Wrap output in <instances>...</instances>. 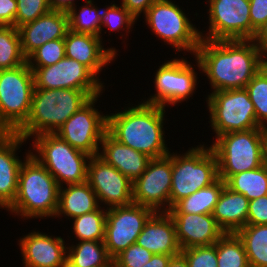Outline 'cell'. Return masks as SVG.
<instances>
[{
    "label": "cell",
    "instance_id": "6da1fadb",
    "mask_svg": "<svg viewBox=\"0 0 267 267\" xmlns=\"http://www.w3.org/2000/svg\"><path fill=\"white\" fill-rule=\"evenodd\" d=\"M194 56L213 92L245 88L261 69V50L252 39H201Z\"/></svg>",
    "mask_w": 267,
    "mask_h": 267
},
{
    "label": "cell",
    "instance_id": "7a4b0ae2",
    "mask_svg": "<svg viewBox=\"0 0 267 267\" xmlns=\"http://www.w3.org/2000/svg\"><path fill=\"white\" fill-rule=\"evenodd\" d=\"M127 108L107 114V132L120 143L150 158L168 155L170 151L163 129L165 108L145 102Z\"/></svg>",
    "mask_w": 267,
    "mask_h": 267
},
{
    "label": "cell",
    "instance_id": "3957f363",
    "mask_svg": "<svg viewBox=\"0 0 267 267\" xmlns=\"http://www.w3.org/2000/svg\"><path fill=\"white\" fill-rule=\"evenodd\" d=\"M58 198L56 179L28 150L20 168L15 200L7 211L21 219L55 218Z\"/></svg>",
    "mask_w": 267,
    "mask_h": 267
},
{
    "label": "cell",
    "instance_id": "277c9868",
    "mask_svg": "<svg viewBox=\"0 0 267 267\" xmlns=\"http://www.w3.org/2000/svg\"><path fill=\"white\" fill-rule=\"evenodd\" d=\"M91 97L78 89H34L26 122L15 132L25 140L55 133Z\"/></svg>",
    "mask_w": 267,
    "mask_h": 267
},
{
    "label": "cell",
    "instance_id": "5b68a950",
    "mask_svg": "<svg viewBox=\"0 0 267 267\" xmlns=\"http://www.w3.org/2000/svg\"><path fill=\"white\" fill-rule=\"evenodd\" d=\"M218 178V160L211 146L201 144L182 155L173 152L170 208Z\"/></svg>",
    "mask_w": 267,
    "mask_h": 267
},
{
    "label": "cell",
    "instance_id": "8992f818",
    "mask_svg": "<svg viewBox=\"0 0 267 267\" xmlns=\"http://www.w3.org/2000/svg\"><path fill=\"white\" fill-rule=\"evenodd\" d=\"M34 156L56 179L59 187L87 181L88 163L91 158L85 152L73 148L55 133L33 137Z\"/></svg>",
    "mask_w": 267,
    "mask_h": 267
},
{
    "label": "cell",
    "instance_id": "52a82bcc",
    "mask_svg": "<svg viewBox=\"0 0 267 267\" xmlns=\"http://www.w3.org/2000/svg\"><path fill=\"white\" fill-rule=\"evenodd\" d=\"M211 148L218 160V176L225 182L232 175L264 165L262 128L224 133Z\"/></svg>",
    "mask_w": 267,
    "mask_h": 267
},
{
    "label": "cell",
    "instance_id": "ba28073f",
    "mask_svg": "<svg viewBox=\"0 0 267 267\" xmlns=\"http://www.w3.org/2000/svg\"><path fill=\"white\" fill-rule=\"evenodd\" d=\"M34 87V74L27 62L0 70V132L15 133L26 122Z\"/></svg>",
    "mask_w": 267,
    "mask_h": 267
},
{
    "label": "cell",
    "instance_id": "9c48e42d",
    "mask_svg": "<svg viewBox=\"0 0 267 267\" xmlns=\"http://www.w3.org/2000/svg\"><path fill=\"white\" fill-rule=\"evenodd\" d=\"M146 25L176 51L195 55L200 44V31L187 18L179 5L171 0L155 1L145 13Z\"/></svg>",
    "mask_w": 267,
    "mask_h": 267
},
{
    "label": "cell",
    "instance_id": "30bf717a",
    "mask_svg": "<svg viewBox=\"0 0 267 267\" xmlns=\"http://www.w3.org/2000/svg\"><path fill=\"white\" fill-rule=\"evenodd\" d=\"M212 130L219 135L261 127L245 88L214 91L206 98Z\"/></svg>",
    "mask_w": 267,
    "mask_h": 267
},
{
    "label": "cell",
    "instance_id": "8fae6325",
    "mask_svg": "<svg viewBox=\"0 0 267 267\" xmlns=\"http://www.w3.org/2000/svg\"><path fill=\"white\" fill-rule=\"evenodd\" d=\"M99 97L91 98L55 132L73 148L91 157L99 154V146L107 132V114H100L94 108Z\"/></svg>",
    "mask_w": 267,
    "mask_h": 267
},
{
    "label": "cell",
    "instance_id": "7c38bea8",
    "mask_svg": "<svg viewBox=\"0 0 267 267\" xmlns=\"http://www.w3.org/2000/svg\"><path fill=\"white\" fill-rule=\"evenodd\" d=\"M34 74V89H78L91 98L103 93V83L86 66L64 57L47 67L30 68Z\"/></svg>",
    "mask_w": 267,
    "mask_h": 267
},
{
    "label": "cell",
    "instance_id": "4fadbf2b",
    "mask_svg": "<svg viewBox=\"0 0 267 267\" xmlns=\"http://www.w3.org/2000/svg\"><path fill=\"white\" fill-rule=\"evenodd\" d=\"M154 213L152 209L135 203L107 209L104 243L112 259L136 243Z\"/></svg>",
    "mask_w": 267,
    "mask_h": 267
},
{
    "label": "cell",
    "instance_id": "5bb4252c",
    "mask_svg": "<svg viewBox=\"0 0 267 267\" xmlns=\"http://www.w3.org/2000/svg\"><path fill=\"white\" fill-rule=\"evenodd\" d=\"M184 57L164 62L156 70L154 85L156 94L143 102L166 107L176 105L192 97L197 85V72Z\"/></svg>",
    "mask_w": 267,
    "mask_h": 267
},
{
    "label": "cell",
    "instance_id": "9a60e30c",
    "mask_svg": "<svg viewBox=\"0 0 267 267\" xmlns=\"http://www.w3.org/2000/svg\"><path fill=\"white\" fill-rule=\"evenodd\" d=\"M209 31L201 39H251L250 0H208Z\"/></svg>",
    "mask_w": 267,
    "mask_h": 267
},
{
    "label": "cell",
    "instance_id": "2e32d148",
    "mask_svg": "<svg viewBox=\"0 0 267 267\" xmlns=\"http://www.w3.org/2000/svg\"><path fill=\"white\" fill-rule=\"evenodd\" d=\"M171 177V152L164 157L152 158L146 170L133 182V203L148 207L154 212H168L170 209Z\"/></svg>",
    "mask_w": 267,
    "mask_h": 267
},
{
    "label": "cell",
    "instance_id": "e0dca14e",
    "mask_svg": "<svg viewBox=\"0 0 267 267\" xmlns=\"http://www.w3.org/2000/svg\"><path fill=\"white\" fill-rule=\"evenodd\" d=\"M87 182L96 193L98 202L107 205L106 209L133 203V182L99 155L89 160Z\"/></svg>",
    "mask_w": 267,
    "mask_h": 267
},
{
    "label": "cell",
    "instance_id": "ac0fdd59",
    "mask_svg": "<svg viewBox=\"0 0 267 267\" xmlns=\"http://www.w3.org/2000/svg\"><path fill=\"white\" fill-rule=\"evenodd\" d=\"M24 267H65L67 247L61 236L32 231L19 240Z\"/></svg>",
    "mask_w": 267,
    "mask_h": 267
},
{
    "label": "cell",
    "instance_id": "d6986e66",
    "mask_svg": "<svg viewBox=\"0 0 267 267\" xmlns=\"http://www.w3.org/2000/svg\"><path fill=\"white\" fill-rule=\"evenodd\" d=\"M168 214L174 222L181 249L214 245L225 234L212 214Z\"/></svg>",
    "mask_w": 267,
    "mask_h": 267
},
{
    "label": "cell",
    "instance_id": "ffe728a7",
    "mask_svg": "<svg viewBox=\"0 0 267 267\" xmlns=\"http://www.w3.org/2000/svg\"><path fill=\"white\" fill-rule=\"evenodd\" d=\"M21 49L27 58L33 51L48 41L65 38L69 30L67 11L52 9L36 20L18 28Z\"/></svg>",
    "mask_w": 267,
    "mask_h": 267
},
{
    "label": "cell",
    "instance_id": "44dd1931",
    "mask_svg": "<svg viewBox=\"0 0 267 267\" xmlns=\"http://www.w3.org/2000/svg\"><path fill=\"white\" fill-rule=\"evenodd\" d=\"M102 38L70 29L64 38L65 56L86 66L98 79L103 67L116 57L115 48H104Z\"/></svg>",
    "mask_w": 267,
    "mask_h": 267
},
{
    "label": "cell",
    "instance_id": "7402d4cb",
    "mask_svg": "<svg viewBox=\"0 0 267 267\" xmlns=\"http://www.w3.org/2000/svg\"><path fill=\"white\" fill-rule=\"evenodd\" d=\"M25 140L16 133L0 132V208L8 209L14 202L22 160L16 156Z\"/></svg>",
    "mask_w": 267,
    "mask_h": 267
},
{
    "label": "cell",
    "instance_id": "603a6c76",
    "mask_svg": "<svg viewBox=\"0 0 267 267\" xmlns=\"http://www.w3.org/2000/svg\"><path fill=\"white\" fill-rule=\"evenodd\" d=\"M136 243L153 254L178 255L182 251L174 222L167 212H155L145 223Z\"/></svg>",
    "mask_w": 267,
    "mask_h": 267
},
{
    "label": "cell",
    "instance_id": "cb8c5ba5",
    "mask_svg": "<svg viewBox=\"0 0 267 267\" xmlns=\"http://www.w3.org/2000/svg\"><path fill=\"white\" fill-rule=\"evenodd\" d=\"M100 146L98 155L132 182L141 176L152 159L148 155L120 143L108 132L104 134ZM101 149L103 150L101 151Z\"/></svg>",
    "mask_w": 267,
    "mask_h": 267
},
{
    "label": "cell",
    "instance_id": "d4e9b609",
    "mask_svg": "<svg viewBox=\"0 0 267 267\" xmlns=\"http://www.w3.org/2000/svg\"><path fill=\"white\" fill-rule=\"evenodd\" d=\"M249 200L226 185L212 213L218 226L225 233H236L246 226Z\"/></svg>",
    "mask_w": 267,
    "mask_h": 267
},
{
    "label": "cell",
    "instance_id": "484cf974",
    "mask_svg": "<svg viewBox=\"0 0 267 267\" xmlns=\"http://www.w3.org/2000/svg\"><path fill=\"white\" fill-rule=\"evenodd\" d=\"M65 186V188L59 187L58 209L55 217L64 215L73 219L100 207L97 195L87 181Z\"/></svg>",
    "mask_w": 267,
    "mask_h": 267
},
{
    "label": "cell",
    "instance_id": "4316f807",
    "mask_svg": "<svg viewBox=\"0 0 267 267\" xmlns=\"http://www.w3.org/2000/svg\"><path fill=\"white\" fill-rule=\"evenodd\" d=\"M67 267H113L104 241H80L67 247Z\"/></svg>",
    "mask_w": 267,
    "mask_h": 267
},
{
    "label": "cell",
    "instance_id": "83f0119b",
    "mask_svg": "<svg viewBox=\"0 0 267 267\" xmlns=\"http://www.w3.org/2000/svg\"><path fill=\"white\" fill-rule=\"evenodd\" d=\"M225 185L226 182L218 178L211 185L178 201L167 213L212 214Z\"/></svg>",
    "mask_w": 267,
    "mask_h": 267
},
{
    "label": "cell",
    "instance_id": "f1b7e54d",
    "mask_svg": "<svg viewBox=\"0 0 267 267\" xmlns=\"http://www.w3.org/2000/svg\"><path fill=\"white\" fill-rule=\"evenodd\" d=\"M236 234L242 240L250 267H267V224L246 225Z\"/></svg>",
    "mask_w": 267,
    "mask_h": 267
},
{
    "label": "cell",
    "instance_id": "f546056e",
    "mask_svg": "<svg viewBox=\"0 0 267 267\" xmlns=\"http://www.w3.org/2000/svg\"><path fill=\"white\" fill-rule=\"evenodd\" d=\"M226 186L232 191L243 194L249 201L267 195V166L232 175Z\"/></svg>",
    "mask_w": 267,
    "mask_h": 267
},
{
    "label": "cell",
    "instance_id": "4dcf8cb0",
    "mask_svg": "<svg viewBox=\"0 0 267 267\" xmlns=\"http://www.w3.org/2000/svg\"><path fill=\"white\" fill-rule=\"evenodd\" d=\"M85 1L86 4L78 10L79 12H77L76 4L66 10L69 29L76 33L90 34L101 38L102 11L95 7L93 0Z\"/></svg>",
    "mask_w": 267,
    "mask_h": 267
},
{
    "label": "cell",
    "instance_id": "1f68e13d",
    "mask_svg": "<svg viewBox=\"0 0 267 267\" xmlns=\"http://www.w3.org/2000/svg\"><path fill=\"white\" fill-rule=\"evenodd\" d=\"M25 63L19 30L14 26H0V70L17 68Z\"/></svg>",
    "mask_w": 267,
    "mask_h": 267
},
{
    "label": "cell",
    "instance_id": "d6a6232c",
    "mask_svg": "<svg viewBox=\"0 0 267 267\" xmlns=\"http://www.w3.org/2000/svg\"><path fill=\"white\" fill-rule=\"evenodd\" d=\"M218 267H250L242 240L236 233H225L216 242Z\"/></svg>",
    "mask_w": 267,
    "mask_h": 267
},
{
    "label": "cell",
    "instance_id": "836d02e7",
    "mask_svg": "<svg viewBox=\"0 0 267 267\" xmlns=\"http://www.w3.org/2000/svg\"><path fill=\"white\" fill-rule=\"evenodd\" d=\"M107 209L101 206L90 213L75 217L73 232L79 241H104Z\"/></svg>",
    "mask_w": 267,
    "mask_h": 267
},
{
    "label": "cell",
    "instance_id": "e575fe53",
    "mask_svg": "<svg viewBox=\"0 0 267 267\" xmlns=\"http://www.w3.org/2000/svg\"><path fill=\"white\" fill-rule=\"evenodd\" d=\"M245 89L254 105L257 123L267 127V70L261 68Z\"/></svg>",
    "mask_w": 267,
    "mask_h": 267
},
{
    "label": "cell",
    "instance_id": "d590c367",
    "mask_svg": "<svg viewBox=\"0 0 267 267\" xmlns=\"http://www.w3.org/2000/svg\"><path fill=\"white\" fill-rule=\"evenodd\" d=\"M65 57L64 38L48 41L27 58L26 62L30 68L47 67L56 64Z\"/></svg>",
    "mask_w": 267,
    "mask_h": 267
},
{
    "label": "cell",
    "instance_id": "8d00e7d4",
    "mask_svg": "<svg viewBox=\"0 0 267 267\" xmlns=\"http://www.w3.org/2000/svg\"><path fill=\"white\" fill-rule=\"evenodd\" d=\"M119 6L111 3L107 8L102 9L101 33L104 26L109 28L110 32L112 30L119 32V30L123 31L125 29L126 33L130 32L129 30H131L137 19L122 4Z\"/></svg>",
    "mask_w": 267,
    "mask_h": 267
},
{
    "label": "cell",
    "instance_id": "74e56055",
    "mask_svg": "<svg viewBox=\"0 0 267 267\" xmlns=\"http://www.w3.org/2000/svg\"><path fill=\"white\" fill-rule=\"evenodd\" d=\"M53 8L49 0H17L15 27L32 22Z\"/></svg>",
    "mask_w": 267,
    "mask_h": 267
},
{
    "label": "cell",
    "instance_id": "f35d334b",
    "mask_svg": "<svg viewBox=\"0 0 267 267\" xmlns=\"http://www.w3.org/2000/svg\"><path fill=\"white\" fill-rule=\"evenodd\" d=\"M189 267H218L216 243L210 246H194L182 249Z\"/></svg>",
    "mask_w": 267,
    "mask_h": 267
},
{
    "label": "cell",
    "instance_id": "ab89813d",
    "mask_svg": "<svg viewBox=\"0 0 267 267\" xmlns=\"http://www.w3.org/2000/svg\"><path fill=\"white\" fill-rule=\"evenodd\" d=\"M152 256V252L134 243L113 259V267H141L150 261Z\"/></svg>",
    "mask_w": 267,
    "mask_h": 267
},
{
    "label": "cell",
    "instance_id": "60d3db41",
    "mask_svg": "<svg viewBox=\"0 0 267 267\" xmlns=\"http://www.w3.org/2000/svg\"><path fill=\"white\" fill-rule=\"evenodd\" d=\"M267 224V195L249 201L246 225Z\"/></svg>",
    "mask_w": 267,
    "mask_h": 267
},
{
    "label": "cell",
    "instance_id": "b9f144b4",
    "mask_svg": "<svg viewBox=\"0 0 267 267\" xmlns=\"http://www.w3.org/2000/svg\"><path fill=\"white\" fill-rule=\"evenodd\" d=\"M251 39L267 21V0H250Z\"/></svg>",
    "mask_w": 267,
    "mask_h": 267
},
{
    "label": "cell",
    "instance_id": "7bdbcfd3",
    "mask_svg": "<svg viewBox=\"0 0 267 267\" xmlns=\"http://www.w3.org/2000/svg\"><path fill=\"white\" fill-rule=\"evenodd\" d=\"M17 0H0V26H14Z\"/></svg>",
    "mask_w": 267,
    "mask_h": 267
},
{
    "label": "cell",
    "instance_id": "ee69618b",
    "mask_svg": "<svg viewBox=\"0 0 267 267\" xmlns=\"http://www.w3.org/2000/svg\"><path fill=\"white\" fill-rule=\"evenodd\" d=\"M157 0H122V5L137 19Z\"/></svg>",
    "mask_w": 267,
    "mask_h": 267
},
{
    "label": "cell",
    "instance_id": "f6af8a7d",
    "mask_svg": "<svg viewBox=\"0 0 267 267\" xmlns=\"http://www.w3.org/2000/svg\"><path fill=\"white\" fill-rule=\"evenodd\" d=\"M173 256L176 255L153 254L151 260L141 267H168Z\"/></svg>",
    "mask_w": 267,
    "mask_h": 267
},
{
    "label": "cell",
    "instance_id": "bcb514c9",
    "mask_svg": "<svg viewBox=\"0 0 267 267\" xmlns=\"http://www.w3.org/2000/svg\"><path fill=\"white\" fill-rule=\"evenodd\" d=\"M252 40L260 50L267 45V21L256 31Z\"/></svg>",
    "mask_w": 267,
    "mask_h": 267
},
{
    "label": "cell",
    "instance_id": "7dc6e473",
    "mask_svg": "<svg viewBox=\"0 0 267 267\" xmlns=\"http://www.w3.org/2000/svg\"><path fill=\"white\" fill-rule=\"evenodd\" d=\"M168 267H189V265L185 257L180 253L171 258Z\"/></svg>",
    "mask_w": 267,
    "mask_h": 267
},
{
    "label": "cell",
    "instance_id": "c3c4849f",
    "mask_svg": "<svg viewBox=\"0 0 267 267\" xmlns=\"http://www.w3.org/2000/svg\"><path fill=\"white\" fill-rule=\"evenodd\" d=\"M53 9L67 10L70 6L74 5L75 0H49Z\"/></svg>",
    "mask_w": 267,
    "mask_h": 267
},
{
    "label": "cell",
    "instance_id": "681fc988",
    "mask_svg": "<svg viewBox=\"0 0 267 267\" xmlns=\"http://www.w3.org/2000/svg\"><path fill=\"white\" fill-rule=\"evenodd\" d=\"M262 141H263V161L267 166V127L262 128Z\"/></svg>",
    "mask_w": 267,
    "mask_h": 267
},
{
    "label": "cell",
    "instance_id": "f907efd6",
    "mask_svg": "<svg viewBox=\"0 0 267 267\" xmlns=\"http://www.w3.org/2000/svg\"><path fill=\"white\" fill-rule=\"evenodd\" d=\"M261 68L267 70V45L261 50Z\"/></svg>",
    "mask_w": 267,
    "mask_h": 267
}]
</instances>
